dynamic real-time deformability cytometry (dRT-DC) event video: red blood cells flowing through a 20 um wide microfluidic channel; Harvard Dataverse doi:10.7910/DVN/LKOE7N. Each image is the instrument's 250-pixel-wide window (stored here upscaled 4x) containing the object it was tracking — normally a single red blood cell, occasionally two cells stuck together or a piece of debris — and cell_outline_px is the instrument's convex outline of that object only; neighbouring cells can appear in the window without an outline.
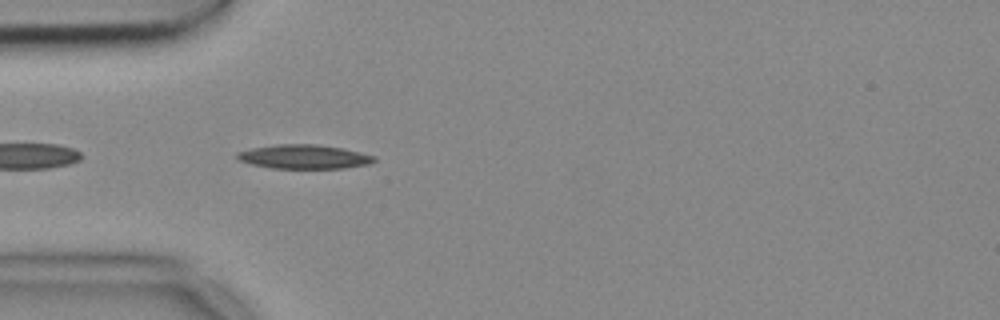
{"species": "common noctule bat (a hibernating species)", "species_latin": "Nyctalus noctula", "temperature_condition": "cold", "stored_images_in_passage": 42, "segment_of_instrument_passage": [1, 2], "camera_frame_rate_fps": 3000, "um_per_image_px": 0.085, "animal": {"sex": "female", "body_mass_g": 18.4}, "frame": {"image": 1, "passage_image": 3, "time_ms": 0.667, "image_size_px": [1000, 320], "cell_outline_px": [[376, 160], [368, 164], [344, 168], [272, 168], [252, 164], [240, 160], [236, 156], [236, 152], [252, 148], [276, 144], [316, 144], [344, 148], [376, 156]], "centroid_in_image_um": [25.86, 13.31], "position_along_channel_um": 59.1, "area_um2": 19.19}}
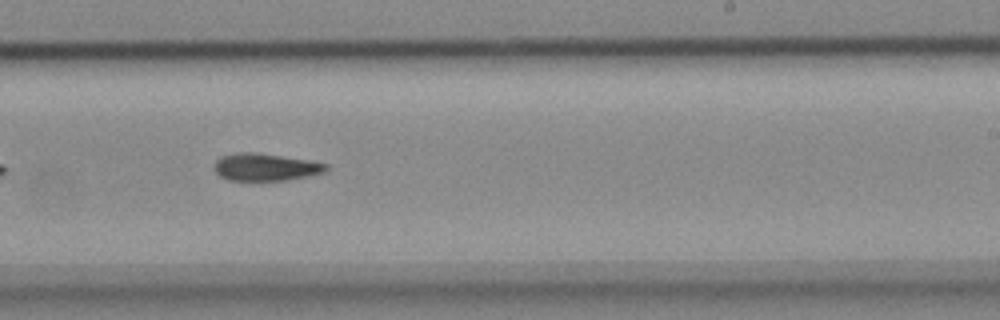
{"frame": {"image": 2, "passage_image": 20, "time_ms": 6.333, "image_size_px": [1000, 320], "cell_outline_px": [[328, 168], [324, 172], [308, 176], [288, 180], [228, 180], [220, 176], [216, 172], [216, 160], [220, 156], [240, 152], [256, 152], [308, 160], [328, 164]], "centroid_in_image_um": [22.58, 14.2], "position_along_channel_um": 266.4, "area_um2": 17.69}}
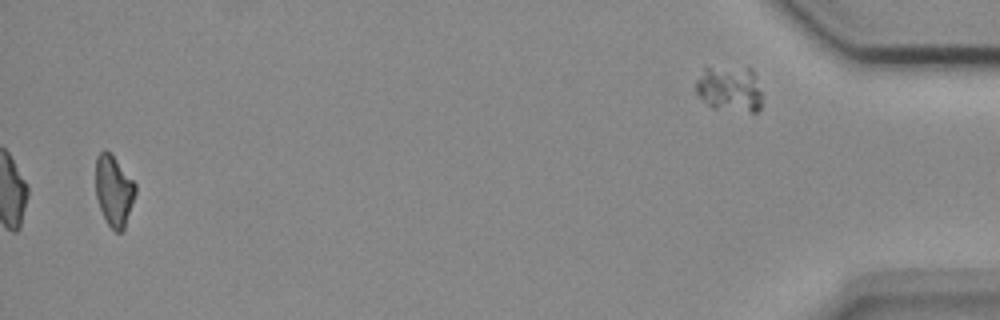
{"frame": {"image": 3, "passage_image": 40, "time_ms": 13.0, "image_size_px": [1000, 320], "cell_outline_px": [[136, 192], [124, 228], [120, 232], [116, 232], [104, 220], [96, 196], [96, 156], [104, 148], [112, 156], [136, 184]], "centroid_in_image_um": [9.66, 16.22], "position_along_channel_um": 425.5, "area_um2": 16.13}}